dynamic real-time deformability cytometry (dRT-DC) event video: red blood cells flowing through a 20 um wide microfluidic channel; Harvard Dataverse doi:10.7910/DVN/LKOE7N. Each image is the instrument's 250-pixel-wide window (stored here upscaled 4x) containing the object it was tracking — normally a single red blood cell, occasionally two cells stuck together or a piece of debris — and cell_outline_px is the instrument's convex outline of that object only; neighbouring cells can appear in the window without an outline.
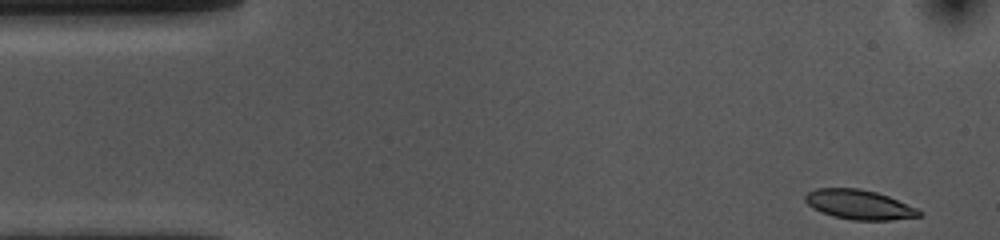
{"species": "common noctule bat (a hibernating species)", "species_latin": "Nyctalus noctula", "temperature_condition": "cold", "stored_images_in_passage": 48, "camera_frame_rate_fps": 3000, "um_per_image_px": 0.085, "animal": {"sex": "female", "body_mass_g": 10.0, "forearm_length_mm": 53.1}, "frame": {"image": 1, "passage_image": 1, "time_ms": 0.0, "image_size_px": [1000, 240], "cell_outline_px": [[924, 212], [920, 216], [892, 220], [852, 220], [832, 216], [820, 212], [812, 208], [804, 200], [804, 196], [808, 192], [816, 188], [860, 188], [876, 192], [888, 196], [916, 208]], "centroid_in_image_um": [73.0, 17.39], "position_along_channel_um": 12.0, "area_um2": 19.71}}
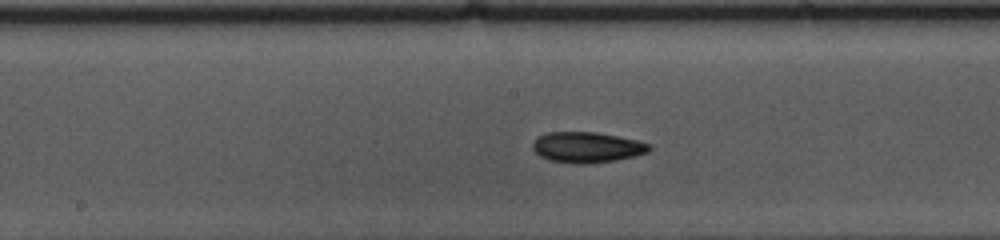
{"frame": {"image": 2, "passage_image": 24, "time_ms": 7.667, "image_size_px": [1000, 240], "cell_outline_px": [[652, 148], [648, 152], [616, 160], [588, 164], [576, 164], [548, 160], [540, 156], [532, 148], [532, 144], [536, 136], [548, 132], [596, 132], [636, 140], [652, 144]], "centroid_in_image_um": [49.86, 12.52], "position_along_channel_um": 198.3, "area_um2": 20.92}}
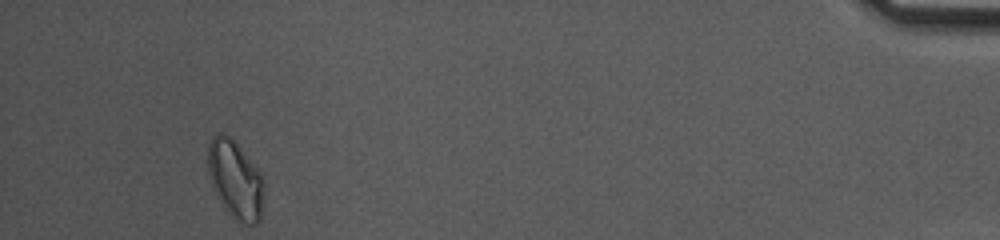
{"frame": {"image": 3, "passage_image": 48, "time_ms": 15.667, "image_size_px": [1000, 240], "cell_outline_px": [[264, 192], [260, 220], [256, 224], [244, 224], [232, 220], [216, 196], [212, 188], [208, 176], [208, 140], [216, 132], [220, 132], [228, 136], [240, 148], [256, 168], [264, 184]], "centroid_in_image_um": [19.96, 15.31], "position_along_channel_um": 415.2, "area_um2": 25.72}, "authors_computed_cell_mechanics": {"area_um2": 20.2878, "velocity_mm_per_s": 3.6474, "shape_relaxation_time_tau1_ms": 4.8949, "shape_relaxation_time_tau2_ms": 9.8534, "deformation_change_tau1": 0.1067, "deformation_change_tau2": 0.1403}}